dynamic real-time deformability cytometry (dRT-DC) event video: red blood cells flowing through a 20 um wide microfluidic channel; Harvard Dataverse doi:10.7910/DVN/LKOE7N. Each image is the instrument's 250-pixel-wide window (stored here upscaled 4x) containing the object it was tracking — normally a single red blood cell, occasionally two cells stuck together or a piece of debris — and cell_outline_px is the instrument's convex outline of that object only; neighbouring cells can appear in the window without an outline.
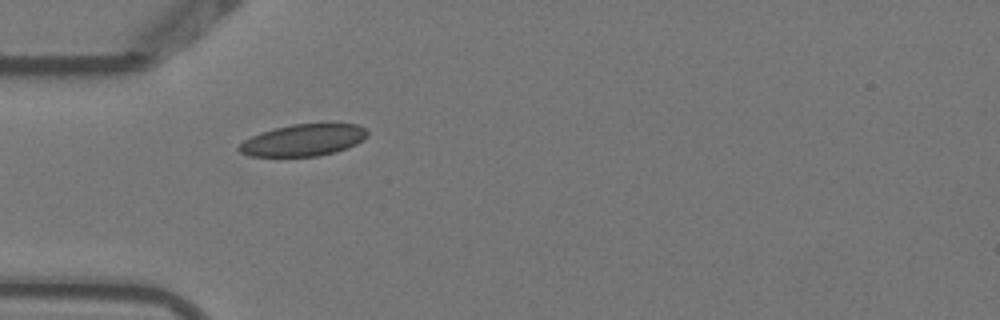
{"species": "Egyptian fruit bat (a non-hibernating species)", "species_latin": "Rousettus aegyptiacus", "temperature_condition": "warm", "stored_images_in_passage": 2, "camera_frame_rate_fps": 3000, "um_per_image_px": 0.085, "animal": {"sex": "female"}, "frame": {"image": 1, "passage_image": 2, "time_ms": 0.333, "image_size_px": [1000, 320], "cell_outline_px": [[368, 136], [364, 140], [348, 148], [336, 152], [316, 156], [248, 156], [240, 152], [236, 148], [244, 140], [260, 132], [292, 124], [356, 124], [364, 128], [368, 132]], "centroid_in_image_um": [25.79, 11.92], "position_along_channel_um": 59.2, "area_um2": 23.76}}